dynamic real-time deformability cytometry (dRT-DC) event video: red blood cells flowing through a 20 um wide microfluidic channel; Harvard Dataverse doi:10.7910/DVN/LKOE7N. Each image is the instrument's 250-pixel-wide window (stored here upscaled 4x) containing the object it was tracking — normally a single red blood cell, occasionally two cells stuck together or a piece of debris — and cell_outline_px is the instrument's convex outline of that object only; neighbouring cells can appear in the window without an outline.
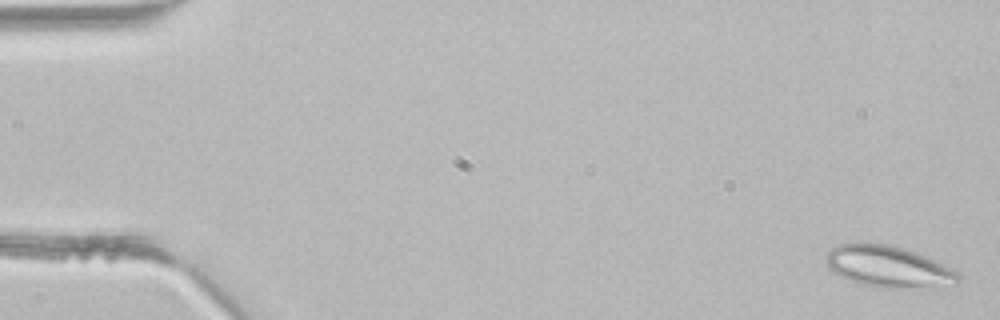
{"species": "common noctule bat (a hibernating species)", "species_latin": "Nyctalus noctula", "temperature_condition": "room temperature", "stored_images_in_passage": 3, "camera_frame_rate_fps": 3000, "um_per_image_px": 0.085, "animal": {"sex": "male", "body_mass_g": 21.5, "forearm_length_mm": 52.0}, "frame": {"image": 1, "passage_image": 1, "time_ms": 0.0, "image_size_px": [1000, 320], "cell_outline_px": [[960, 280], [956, 284], [932, 288], [884, 288], [864, 284], [852, 280], [828, 268], [824, 260], [828, 252], [836, 244], [860, 240], [872, 240], [892, 244], [928, 256], [956, 272], [960, 276]], "centroid_in_image_um": [75.5, 22.61], "position_along_channel_um": 9.5, "area_um2": 32.71}}